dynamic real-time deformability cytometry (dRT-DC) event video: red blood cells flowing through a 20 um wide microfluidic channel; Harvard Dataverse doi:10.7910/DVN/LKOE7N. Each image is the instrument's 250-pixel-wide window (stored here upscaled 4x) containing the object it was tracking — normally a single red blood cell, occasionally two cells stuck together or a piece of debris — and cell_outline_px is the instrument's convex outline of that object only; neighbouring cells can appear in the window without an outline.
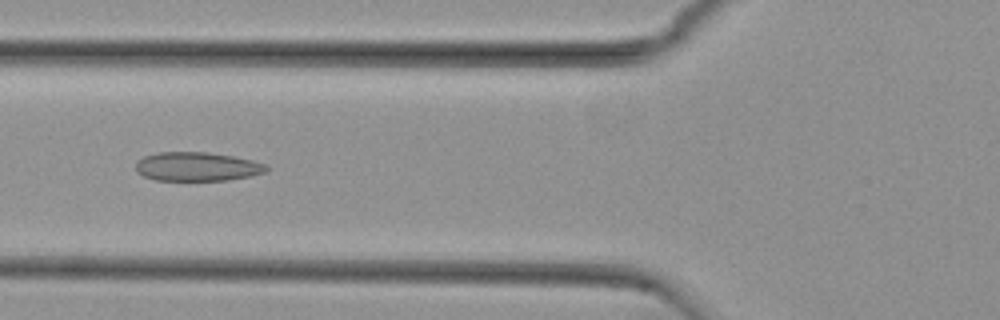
{"species": "common noctule bat (a hibernating species)", "species_latin": "Nyctalus noctula", "temperature_condition": "cold", "stored_images_in_passage": 36, "camera_frame_rate_fps": 3000, "um_per_image_px": 0.085, "animal": {"sex": "female", "body_mass_g": 29.2, "forearm_length_mm": 56.3}, "frame": {"image": 1, "passage_image": 14, "time_ms": 4.333, "image_size_px": [1000, 320], "cell_outline_px": [[268, 168], [264, 172], [252, 176], [228, 180], [156, 180], [144, 176], [136, 172], [136, 160], [144, 156], [160, 152], [208, 152], [232, 156], [252, 160], [268, 164]], "centroid_in_image_um": [16.75, 14.16], "position_along_channel_um": 109.0, "area_um2": 22.08}}
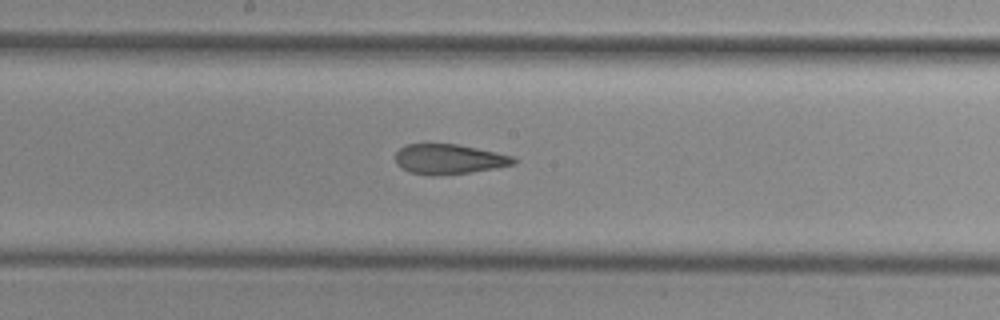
{"frame": {"image": 2, "passage_image": 22, "time_ms": 7.0, "image_size_px": [1000, 320], "cell_outline_px": [[516, 164], [496, 168], [468, 172], [432, 176], [412, 172], [396, 164], [396, 152], [400, 148], [408, 144], [456, 144], [516, 156]], "centroid_in_image_um": [38.2, 13.52], "position_along_channel_um": 210.0, "area_um2": 20.46}}
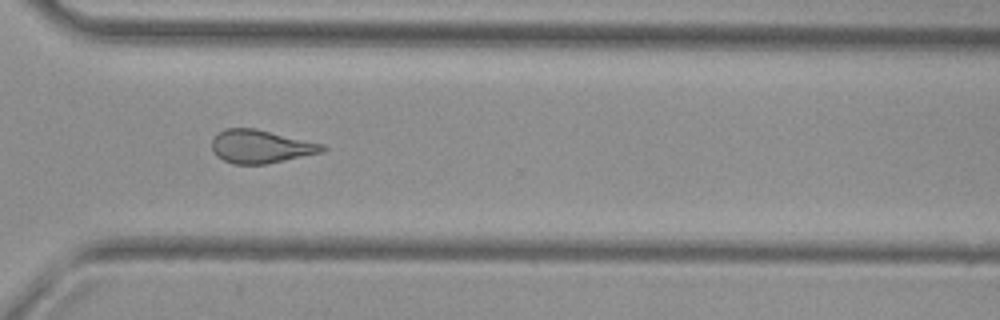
{"frame": {"image": 3, "passage_image": 33, "time_ms": 10.667, "image_size_px": [1000, 320], "cell_outline_px": [[328, 148], [324, 152], [268, 164], [232, 164], [216, 156], [212, 152], [212, 136], [224, 128], [256, 128], [324, 144]], "centroid_in_image_um": [22.16, 12.45], "position_along_channel_um": 348.4, "area_um2": 21.79}, "authors_computed_cell_mechanics": {"area_um2": 21.7906, "velocity_mm_per_s": 3.7771, "shape_relaxation_time_tau1_ms": null, "shape_relaxation_time_tau2_ms": 2.5118, "deformation_change_tau1": null, "deformation_change_tau2": 0.0972}}